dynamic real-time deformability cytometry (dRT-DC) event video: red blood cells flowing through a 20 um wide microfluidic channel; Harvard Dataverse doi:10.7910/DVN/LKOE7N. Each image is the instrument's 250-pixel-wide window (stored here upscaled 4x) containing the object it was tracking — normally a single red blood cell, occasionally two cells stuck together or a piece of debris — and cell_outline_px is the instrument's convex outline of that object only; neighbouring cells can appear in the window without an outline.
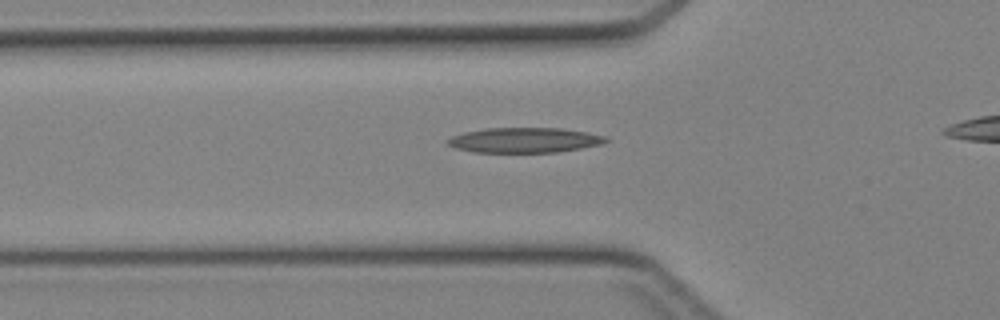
{"species": "Egyptian fruit bat (a non-hibernating species)", "species_latin": "Rousettus aegyptiacus", "temperature_condition": "cold", "stored_images_in_passage": 34, "camera_frame_rate_fps": 3000, "um_per_image_px": 0.085, "animal": {"sex": "female"}, "frame": {"image": 1, "passage_image": 8, "time_ms": 2.333, "image_size_px": [1000, 320], "cell_outline_px": [[608, 140], [600, 144], [580, 148], [556, 152], [472, 152], [456, 148], [448, 144], [444, 140], [452, 136], [464, 132], [484, 128], [560, 128], [588, 132], [608, 136]], "centroid_in_image_um": [44.56, 11.9], "position_along_channel_um": 81.2, "area_um2": 23.12}}
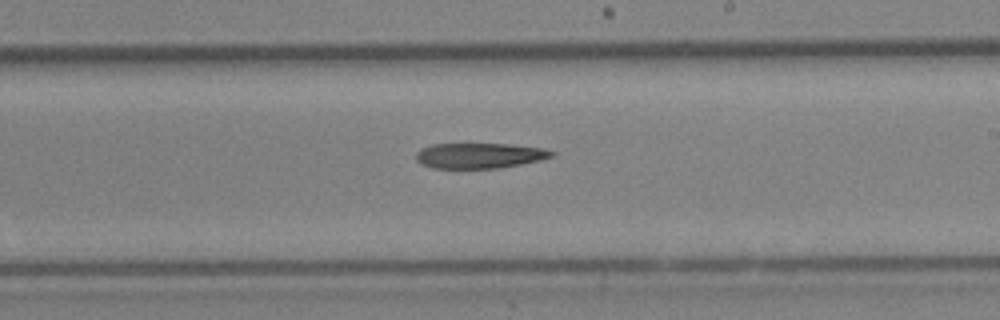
{"frame": {"image": 2, "passage_image": 19, "time_ms": 6.0, "image_size_px": [1000, 320], "cell_outline_px": [[556, 152], [552, 156], [540, 160], [520, 164], [496, 168], [432, 168], [420, 164], [416, 160], [416, 152], [420, 148], [432, 144], [508, 144], [544, 148]], "centroid_in_image_um": [40.71, 13.22], "position_along_channel_um": 248.3, "area_um2": 20.06}}
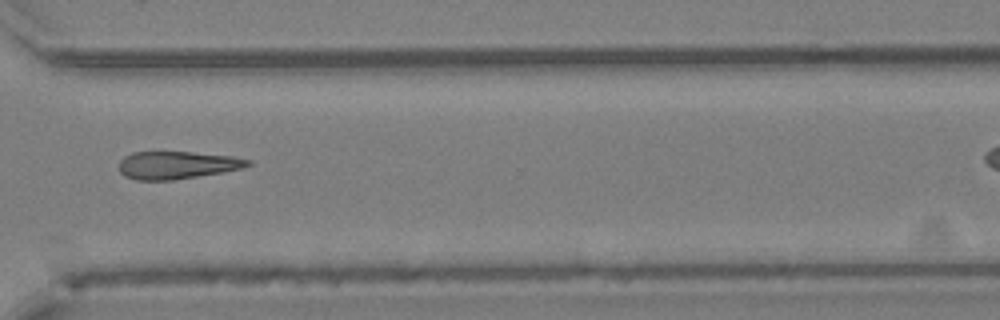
{"frame": {"image": 3, "passage_image": 26, "time_ms": 8.333, "image_size_px": [1000, 320], "cell_outline_px": [[252, 164], [240, 168], [220, 172], [172, 180], [136, 180], [124, 176], [120, 172], [120, 160], [124, 156], [132, 152], [192, 152], [232, 156], [252, 160]], "centroid_in_image_um": [15.02, 14.02], "position_along_channel_um": 355.6, "area_um2": 20.58}}